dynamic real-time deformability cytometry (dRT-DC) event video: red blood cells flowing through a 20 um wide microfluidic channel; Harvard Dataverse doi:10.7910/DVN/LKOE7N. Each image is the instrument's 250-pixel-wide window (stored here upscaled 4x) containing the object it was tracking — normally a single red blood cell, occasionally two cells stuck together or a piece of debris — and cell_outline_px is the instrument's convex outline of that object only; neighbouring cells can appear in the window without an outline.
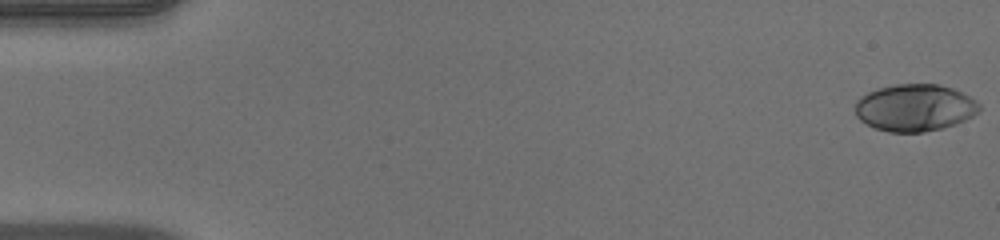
{"species": "human", "species_latin": "Homo sapiens", "temperature_condition": "warm", "stored_images_in_passage": 52, "camera_frame_rate_fps": 3000, "um_per_image_px": 0.085, "donor": {"sex": "male"}, "frame": {"image": 1, "passage_image": 1, "time_ms": 0.0, "image_size_px": [1000, 240], "cell_outline_px": [[980, 108], [972, 116], [964, 120], [940, 128], [924, 132], [888, 132], [876, 128], [860, 120], [856, 116], [856, 100], [860, 96], [868, 92], [880, 88], [896, 84], [936, 84], [952, 88], [976, 100], [980, 104]], "centroid_in_image_um": [77.73, 9.15], "position_along_channel_um": 7.3, "area_um2": 33.7}}
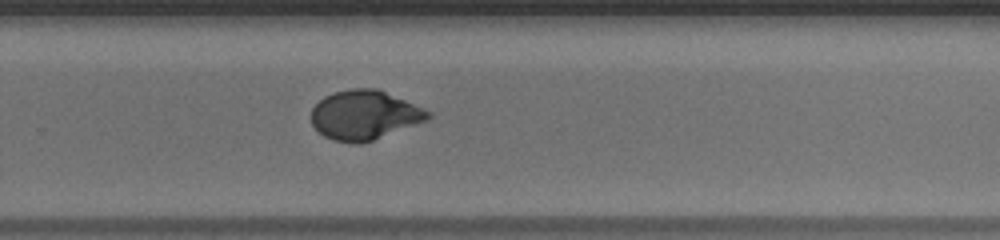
{"frame": {"image": 2, "passage_image": 35, "time_ms": 11.333, "image_size_px": [1000, 240], "cell_outline_px": [[432, 116], [428, 120], [372, 140], [360, 144], [356, 144], [332, 140], [324, 136], [312, 124], [312, 108], [324, 96], [332, 92], [352, 88], [376, 88], [424, 108], [432, 112]], "centroid_in_image_um": [30.98, 9.77], "position_along_channel_um": 298.8, "area_um2": 33.47}}
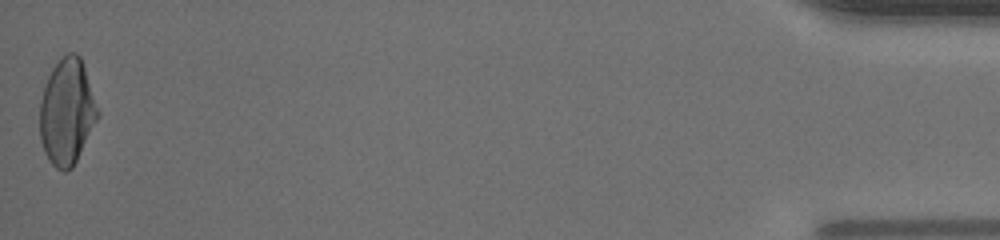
{"frame": {"image": 3, "passage_image": 52, "time_ms": 17.0, "image_size_px": [1000, 240], "cell_outline_px": [[100, 116], [72, 168], [64, 172], [56, 168], [48, 160], [44, 152], [40, 140], [40, 100], [48, 76], [52, 68], [68, 52], [76, 52], [80, 56], [100, 112]], "centroid_in_image_um": [5.69, 9.53], "position_along_channel_um": 429.5, "area_um2": 35.78}, "authors_computed_cell_mechanics": {"area_um2": 33.4951, "velocity_mm_per_s": 3.9812, "shape_relaxation_time_tau1_ms": 6.2028, "shape_relaxation_time_tau2_ms": null, "deformation_change_tau1": 0.2617, "deformation_change_tau2": null}}